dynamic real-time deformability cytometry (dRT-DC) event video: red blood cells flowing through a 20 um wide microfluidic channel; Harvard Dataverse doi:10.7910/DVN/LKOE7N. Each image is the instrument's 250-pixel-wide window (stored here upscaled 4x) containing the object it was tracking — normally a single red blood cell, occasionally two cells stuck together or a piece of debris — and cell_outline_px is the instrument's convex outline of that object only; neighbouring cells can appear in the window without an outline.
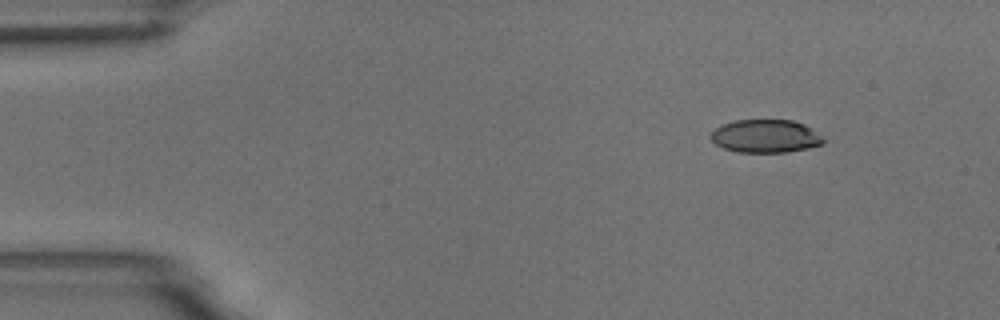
{"species": "common noctule bat (a hibernating species)", "species_latin": "Nyctalus noctula", "temperature_condition": "room temperature", "stored_images_in_passage": 4, "segment_of_instrument_passage": [2, 2], "camera_frame_rate_fps": 3000, "um_per_image_px": 0.085, "animal": {"sex": "male", "body_mass_g": 18.8}, "frame": {"image": 1, "passage_image": 4, "time_ms": 4.333, "image_size_px": [1000, 320], "cell_outline_px": [[824, 144], [808, 148], [788, 152], [736, 152], [724, 148], [716, 144], [712, 140], [712, 132], [716, 128], [724, 124], [736, 120], [792, 120], [804, 124], [812, 128], [824, 140]], "centroid_in_image_um": [65.1, 11.58], "position_along_channel_um": 19.9, "area_um2": 21.56}}